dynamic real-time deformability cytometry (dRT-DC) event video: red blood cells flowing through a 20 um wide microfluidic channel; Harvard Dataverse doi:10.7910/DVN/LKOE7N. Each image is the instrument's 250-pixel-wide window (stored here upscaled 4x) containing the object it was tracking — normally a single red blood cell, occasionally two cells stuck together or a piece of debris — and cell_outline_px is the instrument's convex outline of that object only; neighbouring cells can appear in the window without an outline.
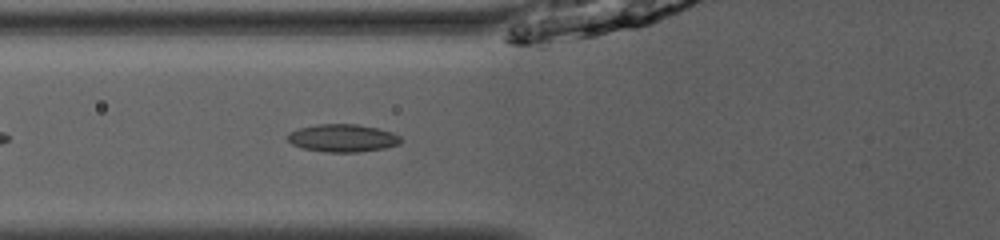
{"species": "common noctule bat (a hibernating species)", "species_latin": "Nyctalus noctula", "temperature_condition": "room temperature", "stored_images_in_passage": 36, "camera_frame_rate_fps": 3000, "um_per_image_px": 0.085, "animal": {"sex": "male", "body_mass_g": 13.0, "forearm_length_mm": 53.1}, "frame": {"image": 1, "passage_image": 6, "time_ms": 1.667, "image_size_px": [1000, 240], "cell_outline_px": [[400, 144], [384, 148], [360, 152], [324, 152], [300, 148], [292, 144], [288, 140], [288, 132], [300, 128], [316, 124], [356, 124], [376, 128], [392, 132], [400, 136]], "centroid_in_image_um": [29.1, 11.74], "position_along_channel_um": 96.7, "area_um2": 18.32}}
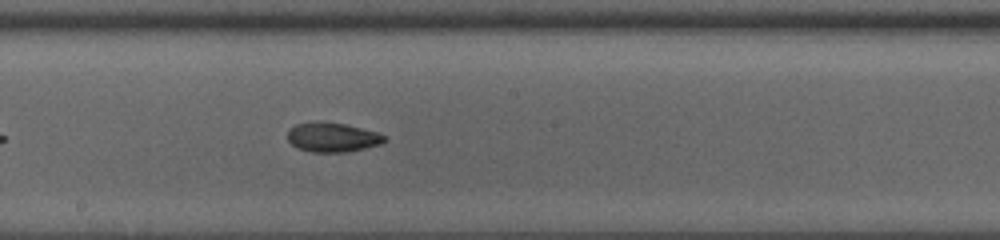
{"frame": {"image": 2, "passage_image": 15, "time_ms": 4.667, "image_size_px": [1000, 240], "cell_outline_px": [[388, 140], [380, 144], [348, 152], [312, 152], [296, 148], [288, 140], [288, 132], [296, 124], [344, 124], [376, 132], [388, 136]], "centroid_in_image_um": [28.31, 11.72], "position_along_channel_um": 219.9, "area_um2": 16.01}}
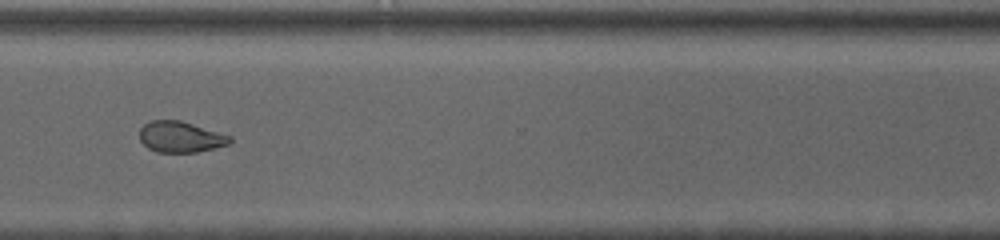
{"frame": {"image": 3, "passage_image": 25, "time_ms": 8.0, "image_size_px": [1000, 240], "cell_outline_px": [[232, 140], [228, 144], [196, 152], [156, 152], [148, 148], [140, 140], [140, 128], [144, 124], [152, 120], [180, 120], [232, 136]], "centroid_in_image_um": [15.33, 11.63], "position_along_channel_um": 355.3, "area_um2": 16.18}, "authors_computed_cell_mechanics": {"area_um2": 17.2244, "velocity_mm_per_s": 4.0811, "shape_relaxation_time_tau1_ms": 6.148, "shape_relaxation_time_tau2_ms": 3.6807, "deformation_change_tau1": 0.1542, "deformation_change_tau2": 0.0837}}